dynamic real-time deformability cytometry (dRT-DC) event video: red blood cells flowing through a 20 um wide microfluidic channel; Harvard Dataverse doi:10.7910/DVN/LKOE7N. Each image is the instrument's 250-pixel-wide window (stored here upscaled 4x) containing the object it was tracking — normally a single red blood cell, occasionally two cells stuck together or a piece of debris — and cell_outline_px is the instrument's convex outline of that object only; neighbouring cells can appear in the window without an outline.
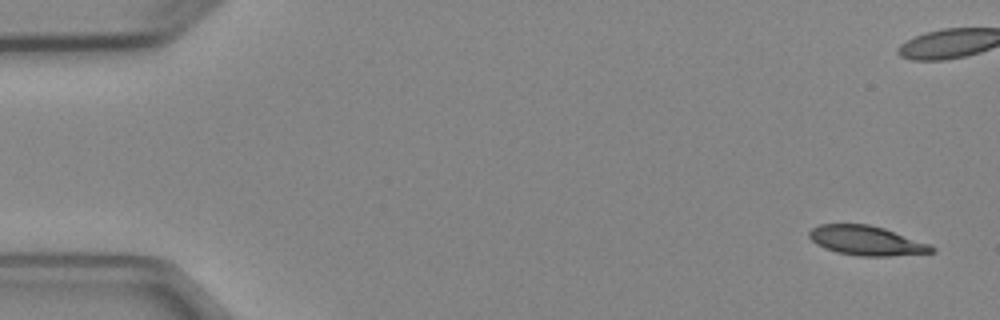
{"species": "Egyptian fruit bat (a non-hibernating species)", "species_latin": "Rousettus aegyptiacus", "temperature_condition": "cold", "stored_images_in_passage": 11, "camera_frame_rate_fps": 3000, "um_per_image_px": 0.085, "animal": {"sex": "female"}, "frame": {"image": 1, "passage_image": 1, "time_ms": 0.0, "image_size_px": [1000, 320], "cell_outline_px": [[936, 252], [888, 256], [860, 256], [836, 252], [824, 248], [816, 244], [808, 236], [808, 232], [812, 228], [820, 224], [868, 224], [884, 228], [932, 244], [936, 248]], "centroid_in_image_um": [73.68, 20.45], "position_along_channel_um": 11.3, "area_um2": 21.21}}